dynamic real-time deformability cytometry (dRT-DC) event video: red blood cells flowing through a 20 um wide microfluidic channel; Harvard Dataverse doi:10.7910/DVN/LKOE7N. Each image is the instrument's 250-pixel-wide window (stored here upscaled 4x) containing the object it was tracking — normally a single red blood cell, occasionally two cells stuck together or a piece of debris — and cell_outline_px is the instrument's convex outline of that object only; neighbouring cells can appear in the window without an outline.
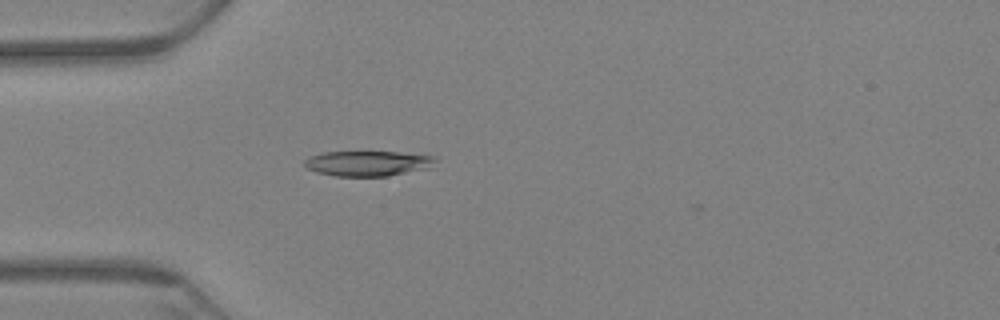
{"species": "Egyptian fruit bat (a non-hibernating species)", "species_latin": "Rousettus aegyptiacus", "temperature_condition": "warm", "stored_images_in_passage": 47, "camera_frame_rate_fps": 3000, "um_per_image_px": 0.085, "animal": {"sex": "female"}, "frame": {"image": 1, "passage_image": 1, "time_ms": 0.0, "image_size_px": [1000, 320], "cell_outline_px": [[436, 160], [428, 168], [388, 176], [336, 176], [316, 172], [308, 168], [304, 164], [304, 160], [308, 156], [324, 152], [396, 152], [432, 156]], "centroid_in_image_um": [31.2, 13.89], "position_along_channel_um": 53.8, "area_um2": 19.02}}
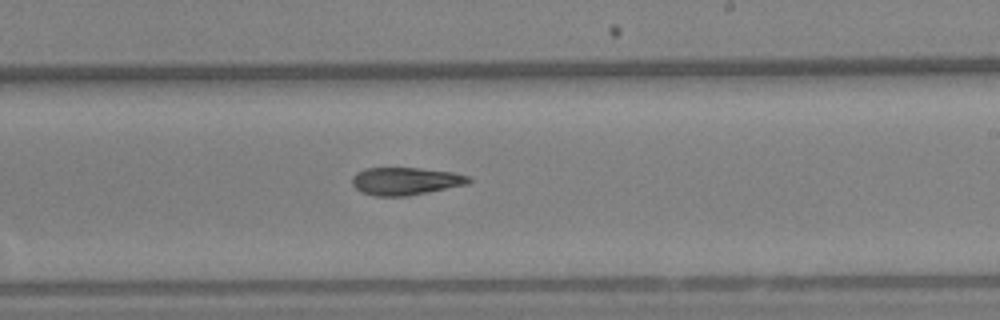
{"frame": {"image": 2, "passage_image": 21, "time_ms": 6.667, "image_size_px": [1000, 320], "cell_outline_px": [[472, 180], [468, 184], [408, 196], [376, 196], [360, 192], [352, 184], [352, 176], [356, 172], [364, 168], [420, 168], [452, 172], [468, 176]], "centroid_in_image_um": [34.44, 15.39], "position_along_channel_um": 254.6, "area_um2": 18.84}}
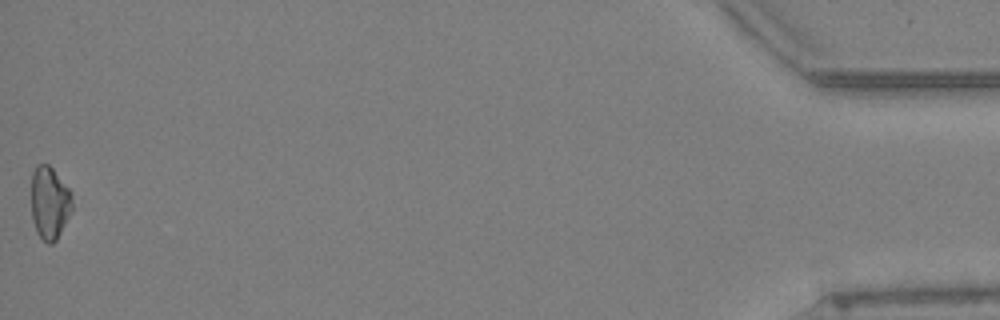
{"frame": {"image": 3, "passage_image": 47, "time_ms": 15.333, "image_size_px": [1000, 320], "cell_outline_px": [[72, 208], [56, 240], [52, 244], [48, 244], [36, 232], [32, 220], [32, 172], [36, 164], [48, 164], [52, 168], [72, 192]], "centroid_in_image_um": [4.2, 17.22], "position_along_channel_um": 431.0, "area_um2": 17.22}, "authors_computed_cell_mechanics": {"area_um2": 19.0162, "velocity_mm_per_s": 3.1492, "shape_relaxation_time_tau1_ms": null, "shape_relaxation_time_tau2_ms": 10.9912, "deformation_change_tau1": null, "deformation_change_tau2": 0.201}}